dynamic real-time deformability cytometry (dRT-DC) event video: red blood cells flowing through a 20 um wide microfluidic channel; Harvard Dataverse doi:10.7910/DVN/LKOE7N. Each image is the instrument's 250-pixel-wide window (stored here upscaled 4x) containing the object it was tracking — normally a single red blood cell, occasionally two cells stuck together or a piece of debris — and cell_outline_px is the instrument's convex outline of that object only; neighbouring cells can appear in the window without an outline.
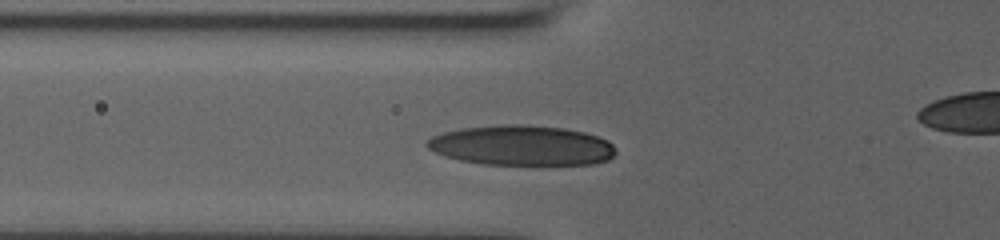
{"species": "human", "species_latin": "Homo sapiens", "temperature_condition": "room temperature", "stored_images_in_passage": 5, "camera_frame_rate_fps": 3000, "um_per_image_px": 0.085, "donor": {"sex": "male"}, "frame": {"image": 1, "passage_image": 5, "time_ms": 4.0, "image_size_px": [1000, 240], "cell_outline_px": [[616, 152], [608, 160], [592, 164], [484, 164], [460, 160], [436, 152], [428, 148], [424, 144], [432, 136], [444, 132], [460, 128], [504, 124], [520, 124], [564, 128], [584, 132], [608, 140], [616, 148]], "centroid_in_image_um": [44.35, 12.35], "position_along_channel_um": 81.4, "area_um2": 43.87}}